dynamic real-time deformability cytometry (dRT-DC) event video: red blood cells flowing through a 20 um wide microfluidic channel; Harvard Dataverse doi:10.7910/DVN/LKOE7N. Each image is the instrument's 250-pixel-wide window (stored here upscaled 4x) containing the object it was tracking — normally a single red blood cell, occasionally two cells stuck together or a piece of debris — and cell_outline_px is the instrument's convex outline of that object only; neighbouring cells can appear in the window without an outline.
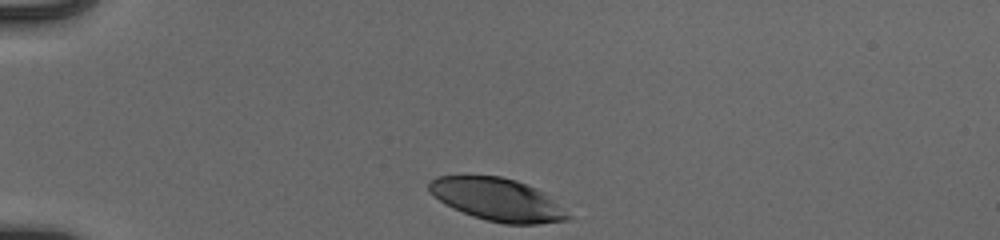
{"species": "human", "species_latin": "Homo sapiens", "temperature_condition": "cold", "stored_images_in_passage": 33, "camera_frame_rate_fps": 3000, "um_per_image_px": 0.085, "donor": {"sex": "male"}, "frame": {"image": 1, "passage_image": 1, "time_ms": 0.0, "image_size_px": [1000, 240], "cell_outline_px": [[572, 216], [568, 220], [540, 224], [504, 224], [472, 216], [452, 208], [444, 204], [428, 188], [428, 180], [436, 176], [500, 176], [516, 180], [536, 188], [544, 192]], "centroid_in_image_um": [42.29, 16.97], "position_along_channel_um": 42.7, "area_um2": 34.45}}
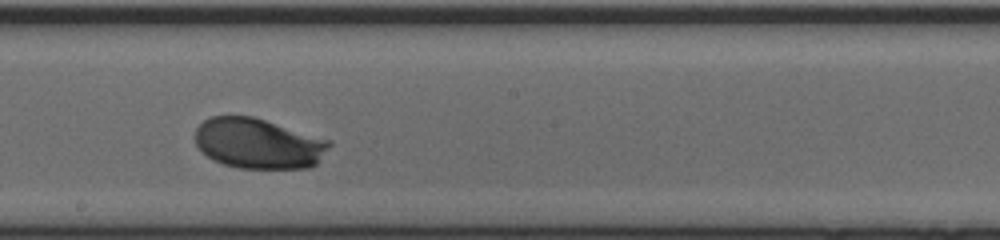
{"frame": {"image": 2, "passage_image": 19, "time_ms": 6.0, "image_size_px": [1000, 240], "cell_outline_px": [[332, 144], [316, 164], [308, 168], [240, 168], [224, 164], [212, 160], [196, 144], [196, 128], [208, 116], [252, 116], [332, 140]], "centroid_in_image_um": [21.98, 12.19], "position_along_channel_um": 226.2, "area_um2": 39.3}}
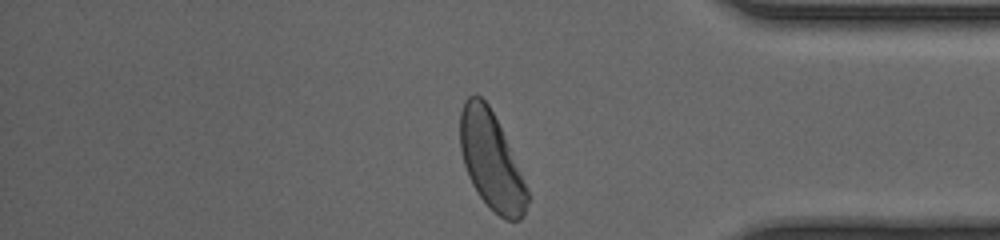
{"frame": {"image": 3, "passage_image": 33, "time_ms": 10.667, "image_size_px": [1000, 240], "cell_outline_px": [[528, 200], [524, 216], [520, 220], [504, 220], [480, 196], [472, 184], [468, 176], [464, 164], [460, 148], [460, 112], [464, 100], [468, 96], [480, 96], [488, 104], [504, 136], [528, 188]], "centroid_in_image_um": [41.74, 13.67], "position_along_channel_um": 393.5, "area_um2": 37.45}, "authors_computed_cell_mechanics": {"area_um2": 38.6104, "velocity_mm_per_s": 3.8841, "shape_relaxation_time_tau1_ms": 1.6589, "shape_relaxation_time_tau2_ms": null, "deformation_change_tau1": 0.1261, "deformation_change_tau2": null}}